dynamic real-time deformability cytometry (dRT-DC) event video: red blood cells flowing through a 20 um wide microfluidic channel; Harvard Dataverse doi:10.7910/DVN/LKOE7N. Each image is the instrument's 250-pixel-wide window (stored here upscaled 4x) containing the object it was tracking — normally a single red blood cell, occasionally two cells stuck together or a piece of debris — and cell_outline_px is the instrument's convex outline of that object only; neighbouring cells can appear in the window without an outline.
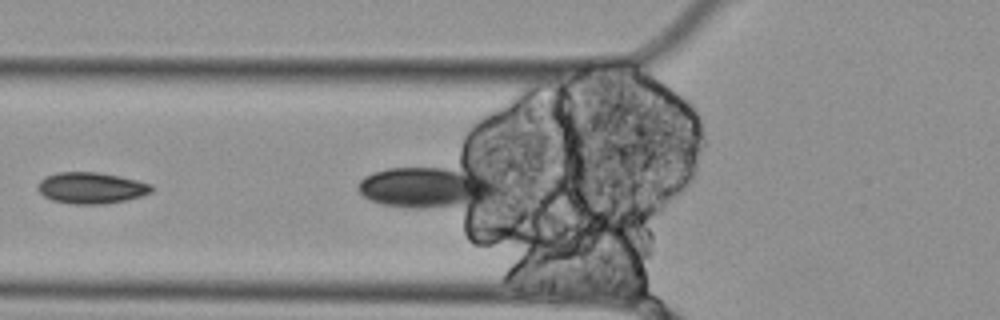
{"species": "Egyptian fruit bat (a non-hibernating species)", "species_latin": "Rousettus aegyptiacus", "temperature_condition": "cold", "stored_images_in_passage": 6, "camera_frame_rate_fps": 3000, "um_per_image_px": 0.085, "animal": {"sex": "female"}, "frame": {"image": 1, "passage_image": 2, "time_ms": 0.333, "image_size_px": [1000, 320], "cell_outline_px": [[156, 188], [152, 192], [128, 200], [104, 204], [76, 204], [52, 200], [44, 196], [36, 188], [40, 180], [44, 176], [56, 172], [100, 172], [120, 176], [152, 184]], "centroid_in_image_um": [7.77, 15.97], "position_along_channel_um": 118.0, "area_um2": 20.98}}
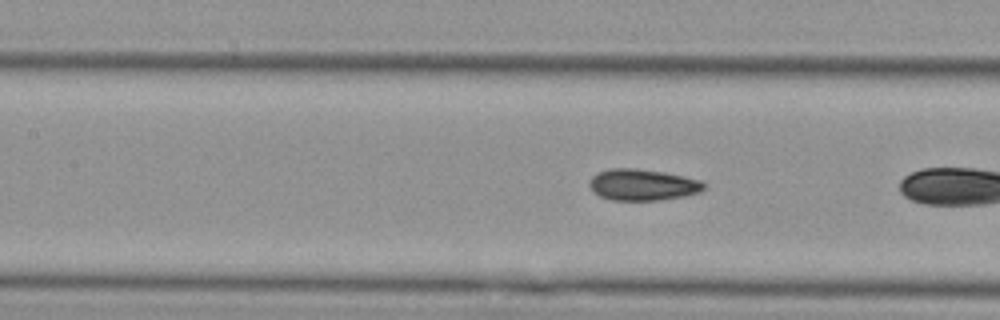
{"frame": {"image": 2, "passage_image": 5, "time_ms": 1.333, "image_size_px": [1000, 320], "cell_outline_px": [[704, 188], [700, 192], [684, 196], [660, 200], [612, 200], [600, 196], [592, 192], [588, 184], [592, 176], [600, 172], [612, 168], [636, 168], [664, 172], [700, 180], [704, 184]], "centroid_in_image_um": [54.59, 15.71], "position_along_channel_um": 152.8, "area_um2": 20.87}}